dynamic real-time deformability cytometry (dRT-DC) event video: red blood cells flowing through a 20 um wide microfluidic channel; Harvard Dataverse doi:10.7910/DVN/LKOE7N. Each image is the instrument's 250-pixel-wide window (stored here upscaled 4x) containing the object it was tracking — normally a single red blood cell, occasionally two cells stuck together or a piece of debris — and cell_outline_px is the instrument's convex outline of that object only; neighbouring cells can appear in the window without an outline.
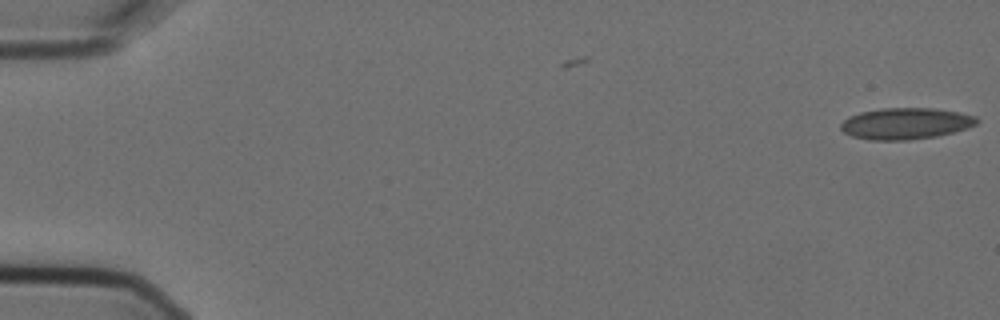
{"species": "Egyptian fruit bat (a non-hibernating species)", "species_latin": "Rousettus aegyptiacus", "temperature_condition": "cold", "stored_images_in_passage": 3, "camera_frame_rate_fps": 3000, "um_per_image_px": 0.085, "animal": {"sex": "female"}, "frame": {"image": 1, "passage_image": 1, "time_ms": 0.0, "image_size_px": [1000, 320], "cell_outline_px": [[980, 120], [976, 124], [968, 128], [936, 136], [908, 140], [868, 140], [852, 136], [844, 132], [840, 128], [840, 124], [848, 116], [860, 112], [880, 108], [932, 108], [960, 112], [976, 116]], "centroid_in_image_um": [76.97, 10.49], "position_along_channel_um": 8.0, "area_um2": 25.03}}